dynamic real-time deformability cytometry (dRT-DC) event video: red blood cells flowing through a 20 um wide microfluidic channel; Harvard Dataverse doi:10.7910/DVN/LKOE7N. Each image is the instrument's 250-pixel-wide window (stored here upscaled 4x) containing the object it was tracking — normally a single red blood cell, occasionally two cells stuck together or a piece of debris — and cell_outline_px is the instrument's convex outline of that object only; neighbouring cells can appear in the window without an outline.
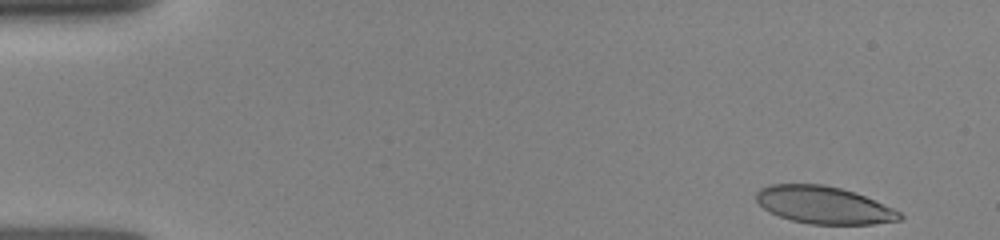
{"species": "human", "species_latin": "Homo sapiens", "temperature_condition": "room temperature", "stored_images_in_passage": 34, "camera_frame_rate_fps": 3000, "um_per_image_px": 0.085, "donor": {"sex": "female"}, "frame": {"image": 1, "passage_image": 1, "time_ms": 0.0, "image_size_px": [1000, 240], "cell_outline_px": [[904, 216], [900, 220], [872, 224], [812, 224], [792, 220], [768, 212], [756, 200], [756, 192], [760, 188], [768, 184], [824, 184], [840, 188], [864, 196], [892, 208], [900, 212]], "centroid_in_image_um": [69.99, 17.42], "position_along_channel_um": 15.0, "area_um2": 31.04}}
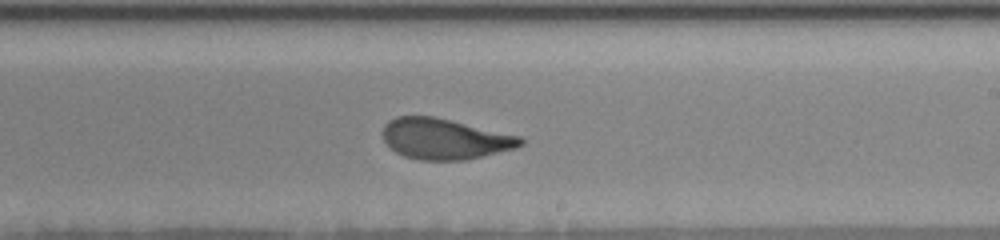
{"frame": {"image": 2, "passage_image": 19, "time_ms": 8.667, "image_size_px": [1000, 240], "cell_outline_px": [[524, 144], [516, 148], [464, 160], [420, 160], [404, 156], [396, 152], [384, 140], [384, 124], [388, 120], [396, 116], [432, 116], [520, 136], [524, 140]], "centroid_in_image_um": [37.79, 11.8], "position_along_channel_um": 251.2, "area_um2": 32.37}}
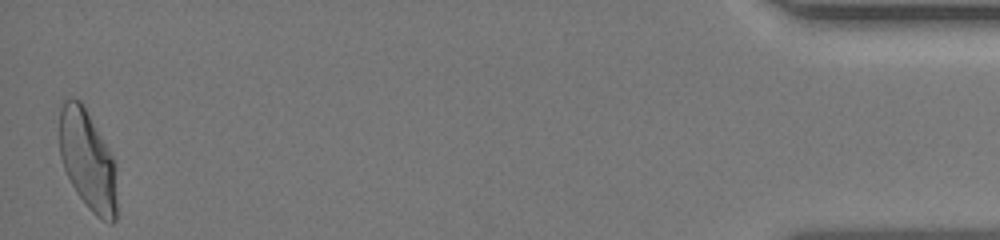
{"frame": {"image": 3, "passage_image": 34, "time_ms": 15.0, "image_size_px": [1000, 240], "cell_outline_px": [[116, 220], [112, 224], [108, 224], [96, 216], [88, 208], [76, 192], [64, 168], [60, 156], [60, 108], [64, 96], [72, 96], [80, 100], [84, 104], [112, 156], [116, 200]], "centroid_in_image_um": [7.42, 13.58], "position_along_channel_um": 427.8, "area_um2": 33.29}}